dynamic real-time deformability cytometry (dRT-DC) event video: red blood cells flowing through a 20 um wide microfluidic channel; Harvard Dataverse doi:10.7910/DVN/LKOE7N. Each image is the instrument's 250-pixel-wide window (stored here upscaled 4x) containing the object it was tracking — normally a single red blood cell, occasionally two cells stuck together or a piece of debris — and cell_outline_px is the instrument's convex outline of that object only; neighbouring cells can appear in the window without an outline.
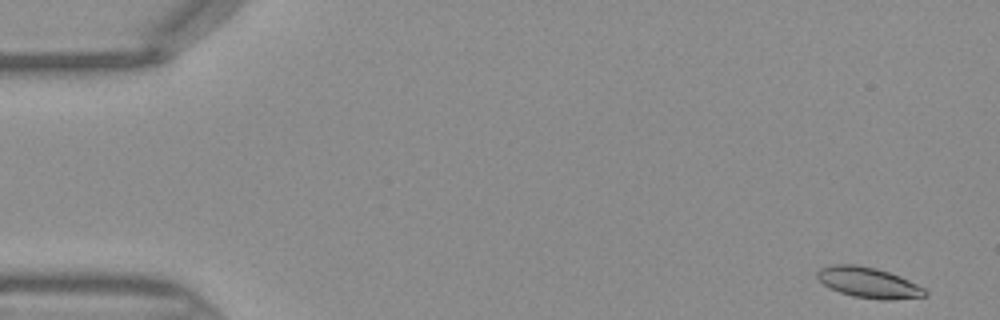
{"species": "Egyptian fruit bat (a non-hibernating species)", "species_latin": "Rousettus aegyptiacus", "temperature_condition": "warm", "stored_images_in_passage": 45, "camera_frame_rate_fps": 3000, "um_per_image_px": 0.085, "frame": {"image": 1, "passage_image": 1, "time_ms": 0.0, "image_size_px": [1000, 320], "cell_outline_px": [[928, 296], [892, 300], [880, 300], [852, 296], [840, 292], [824, 284], [816, 276], [816, 272], [820, 268], [832, 264], [856, 264], [876, 268], [900, 276], [924, 288], [928, 292]], "centroid_in_image_um": [73.84, 24.02], "position_along_channel_um": 11.2, "area_um2": 19.25}}
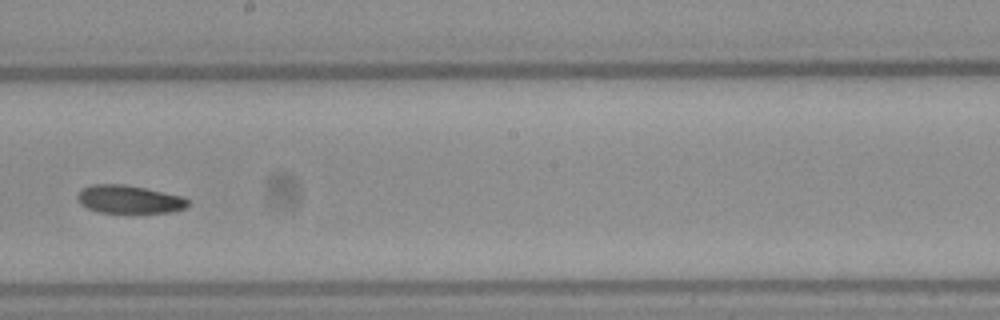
{"frame": {"image": 2, "passage_image": 25, "time_ms": 8.0, "image_size_px": [1000, 320], "cell_outline_px": [[188, 204], [184, 208], [172, 212], [128, 216], [96, 212], [80, 204], [76, 196], [84, 188], [92, 184], [124, 184], [144, 188], [180, 196], [188, 200]], "centroid_in_image_um": [10.95, 17.01], "position_along_channel_um": 237.3, "area_um2": 18.84}}
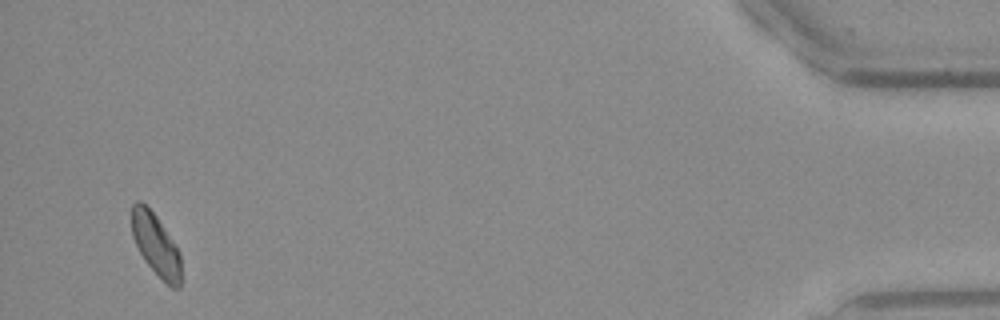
{"frame": {"image": 3, "passage_image": 43, "time_ms": 14.0, "image_size_px": [1000, 320], "cell_outline_px": [[180, 288], [172, 288], [144, 260], [132, 236], [132, 204], [136, 200], [140, 200], [156, 216], [180, 252]], "centroid_in_image_um": [13.24, 20.78], "position_along_channel_um": 422.0, "area_um2": 17.34}}